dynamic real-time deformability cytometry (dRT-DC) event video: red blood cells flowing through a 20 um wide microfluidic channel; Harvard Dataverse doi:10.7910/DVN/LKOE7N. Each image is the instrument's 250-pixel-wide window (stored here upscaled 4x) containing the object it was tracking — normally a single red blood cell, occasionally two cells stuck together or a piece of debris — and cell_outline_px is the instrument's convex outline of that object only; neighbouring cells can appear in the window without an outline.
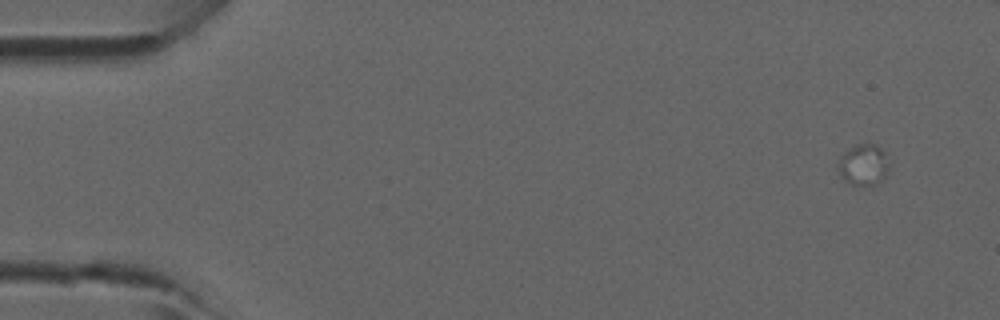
{"species": "common noctule bat (a hibernating species)", "species_latin": "Nyctalus noctula", "temperature_condition": "room temperature", "stored_images_in_passage": 2, "camera_frame_rate_fps": 3000, "um_per_image_px": 0.085, "animal": {"sex": "male", "forearm_length_mm": 52.5}, "frame": {"image": 1, "passage_image": 1, "time_ms": 0.0, "image_size_px": [1000, 320], "cell_outline_px": [[888, 168], [884, 176], [872, 188], [852, 184], [844, 180], [840, 176], [840, 164], [844, 152], [852, 144], [876, 144], [884, 152], [888, 164]], "centroid_in_image_um": [73.41, 14.02], "position_along_channel_um": 11.6, "area_um2": 12.08}}